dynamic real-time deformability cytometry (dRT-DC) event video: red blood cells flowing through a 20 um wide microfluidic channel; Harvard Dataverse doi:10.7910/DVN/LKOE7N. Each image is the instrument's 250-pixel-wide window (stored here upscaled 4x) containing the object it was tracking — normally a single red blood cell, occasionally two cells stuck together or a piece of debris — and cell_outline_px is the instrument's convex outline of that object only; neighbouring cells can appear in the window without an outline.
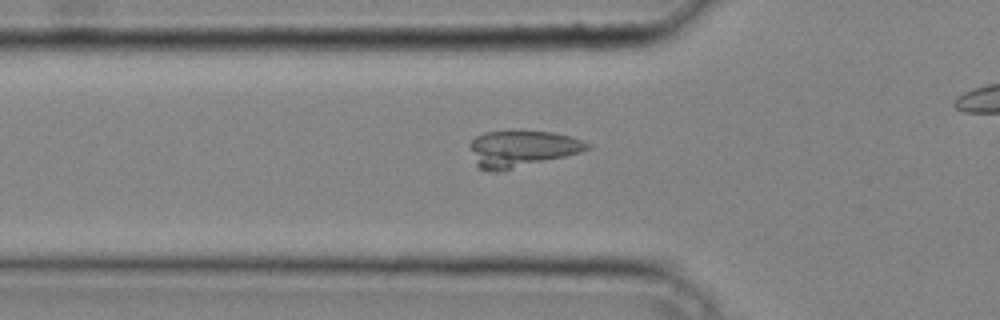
{"species": "common noctule bat (a hibernating species)", "species_latin": "Nyctalus noctula", "temperature_condition": "cold", "stored_images_in_passage": 29, "camera_frame_rate_fps": 3000, "um_per_image_px": 0.085, "animal": {"sex": "male", "body_mass_g": 20.4}, "frame": {"image": 1, "passage_image": 8, "time_ms": 2.333, "image_size_px": [1000, 320], "cell_outline_px": [[592, 148], [580, 152], [564, 156], [496, 172], [492, 172], [480, 168], [476, 164], [468, 144], [476, 136], [484, 132], [552, 132], [568, 136], [592, 144]], "centroid_in_image_um": [44.32, 12.64], "position_along_channel_um": 81.5, "area_um2": 24.33}}
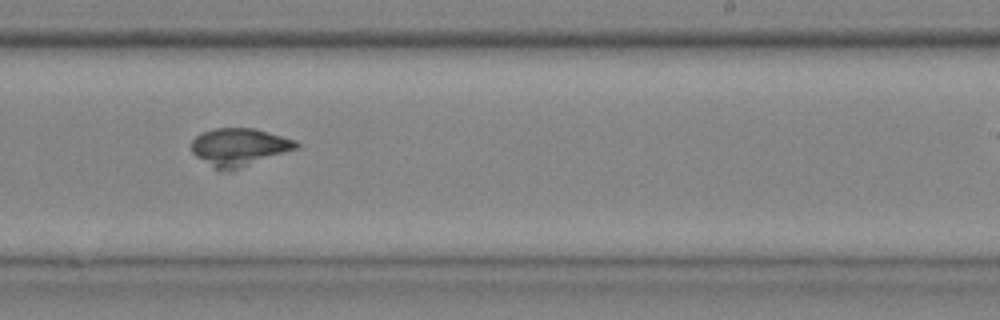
{"frame": {"image": 2, "passage_image": 20, "time_ms": 6.333, "image_size_px": [1000, 320], "cell_outline_px": [[300, 144], [296, 148], [232, 172], [216, 168], [196, 156], [192, 152], [192, 140], [200, 132], [212, 128], [252, 128], [268, 132], [296, 140]], "centroid_in_image_um": [20.31, 12.5], "position_along_channel_um": 268.7, "area_um2": 22.95}}
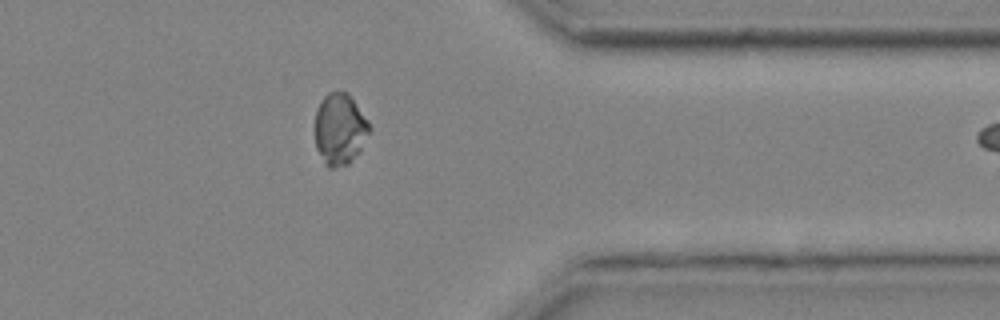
{"frame": {"image": 3, "passage_image": 28, "time_ms": 9.0, "image_size_px": [1000, 320], "cell_outline_px": [[372, 128], [360, 152], [348, 164], [332, 168], [328, 168], [324, 164], [316, 148], [316, 108], [320, 100], [328, 92], [348, 92], [368, 120]], "centroid_in_image_um": [28.9, 10.98], "position_along_channel_um": 382.5, "area_um2": 22.95}}